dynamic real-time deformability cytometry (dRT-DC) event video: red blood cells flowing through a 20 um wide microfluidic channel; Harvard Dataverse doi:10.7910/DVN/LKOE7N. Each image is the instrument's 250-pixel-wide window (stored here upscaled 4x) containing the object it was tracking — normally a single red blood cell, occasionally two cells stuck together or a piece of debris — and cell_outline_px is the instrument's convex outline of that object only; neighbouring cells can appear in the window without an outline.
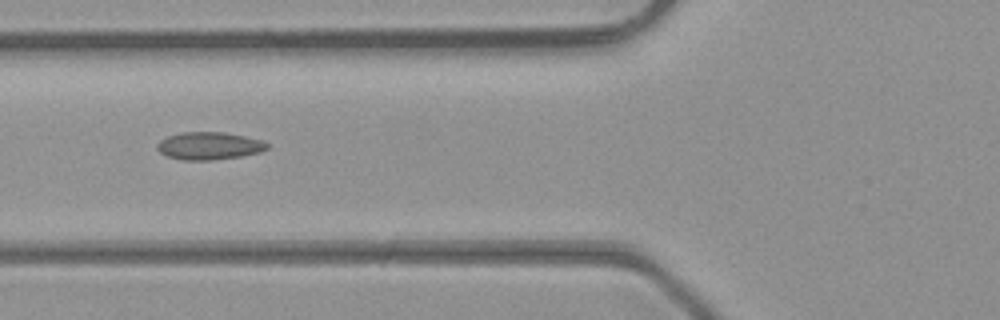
{"species": "common noctule bat (a hibernating species)", "species_latin": "Nyctalus noctula", "temperature_condition": "room temperature", "stored_images_in_passage": 6, "camera_frame_rate_fps": 3000, "um_per_image_px": 0.085, "animal": {"sex": "male", "body_mass_g": 23.1, "forearm_length_mm": 52.7}, "frame": {"image": 1, "passage_image": 6, "time_ms": 1.667, "image_size_px": [1000, 320], "cell_outline_px": [[268, 148], [260, 152], [240, 156], [212, 160], [184, 160], [168, 156], [160, 152], [156, 148], [156, 144], [160, 140], [168, 136], [180, 132], [224, 132], [264, 140], [268, 144]], "centroid_in_image_um": [17.77, 12.39], "position_along_channel_um": 108.0, "area_um2": 17.69}}